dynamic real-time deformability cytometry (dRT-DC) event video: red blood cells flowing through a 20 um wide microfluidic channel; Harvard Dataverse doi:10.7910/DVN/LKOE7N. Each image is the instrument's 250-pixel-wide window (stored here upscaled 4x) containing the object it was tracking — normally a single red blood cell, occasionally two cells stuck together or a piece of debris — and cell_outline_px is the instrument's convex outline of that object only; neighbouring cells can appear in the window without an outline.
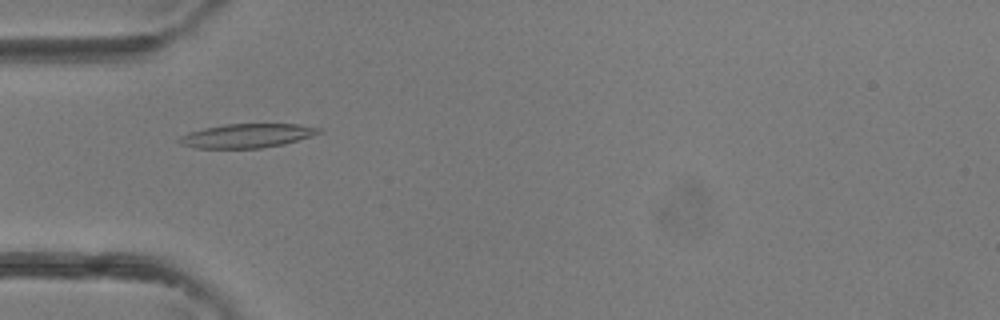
{"species": "common noctule bat (a hibernating species)", "species_latin": "Nyctalus noctula", "temperature_condition": "room temperature", "stored_images_in_passage": 38, "camera_frame_rate_fps": 3000, "um_per_image_px": 0.085, "animal": {"sex": "female"}, "frame": {"image": 1, "passage_image": 12, "time_ms": 3.667, "image_size_px": [1000, 320], "cell_outline_px": [[324, 132], [312, 136], [284, 144], [260, 148], [196, 148], [180, 144], [176, 140], [180, 136], [188, 132], [204, 128], [228, 124], [296, 124], [324, 128]], "centroid_in_image_um": [21.02, 11.53], "position_along_channel_um": 64.0, "area_um2": 19.65}}
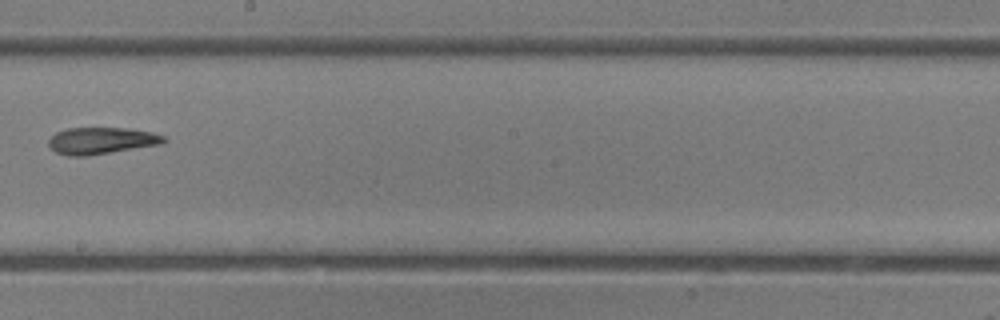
{"frame": {"image": 2, "passage_image": 22, "time_ms": 7.0, "image_size_px": [1000, 320], "cell_outline_px": [[168, 140], [160, 144], [88, 156], [68, 156], [56, 152], [48, 144], [48, 140], [56, 132], [68, 128], [128, 128], [152, 132], [164, 136]], "centroid_in_image_um": [8.61, 11.96], "position_along_channel_um": 239.6, "area_um2": 17.92}}
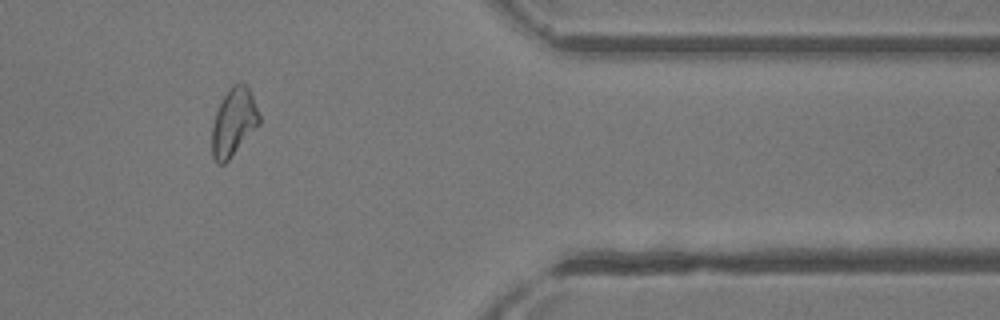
{"frame": {"image": 3, "passage_image": 32, "time_ms": 10.333, "image_size_px": [1000, 320], "cell_outline_px": [[260, 124], [228, 160], [224, 164], [216, 164], [212, 156], [212, 124], [216, 112], [228, 88], [232, 84], [240, 80], [248, 88], [252, 96], [260, 116]], "centroid_in_image_um": [19.85, 10.38], "position_along_channel_um": 391.5, "area_um2": 18.67}}